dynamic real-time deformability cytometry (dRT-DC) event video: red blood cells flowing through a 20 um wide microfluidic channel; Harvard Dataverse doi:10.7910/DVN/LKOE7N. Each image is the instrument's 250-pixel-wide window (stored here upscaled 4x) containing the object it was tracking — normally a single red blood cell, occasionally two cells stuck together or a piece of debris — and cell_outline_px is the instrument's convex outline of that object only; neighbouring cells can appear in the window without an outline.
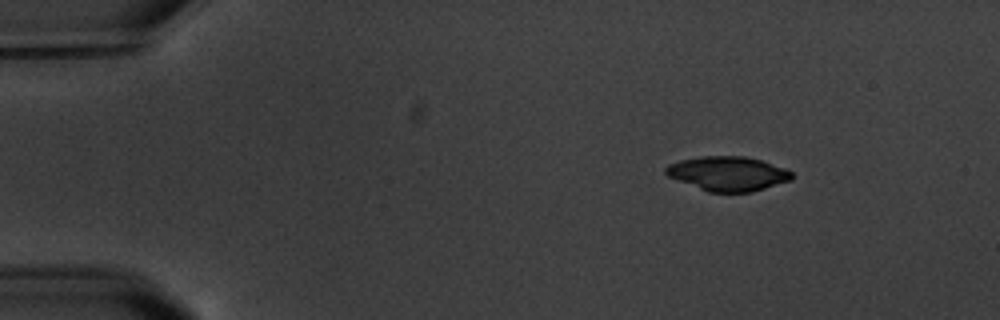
{"species": "common noctule bat (a hibernating species)", "species_latin": "Nyctalus noctula", "temperature_condition": "warm", "stored_images_in_passage": 3, "camera_frame_rate_fps": 3000, "um_per_image_px": 0.085, "animal": {"sex": "male", "body_mass_g": 20.1, "forearm_length_mm": 53.5}, "frame": {"image": 1, "passage_image": 1, "time_ms": 0.0, "image_size_px": [1000, 320], "cell_outline_px": [[792, 180], [752, 192], [708, 192], [668, 176], [664, 172], [664, 168], [668, 164], [680, 160], [700, 156], [744, 156], [760, 160], [784, 168], [792, 172]], "centroid_in_image_um": [61.85, 14.76], "position_along_channel_um": 23.1, "area_um2": 25.2}}
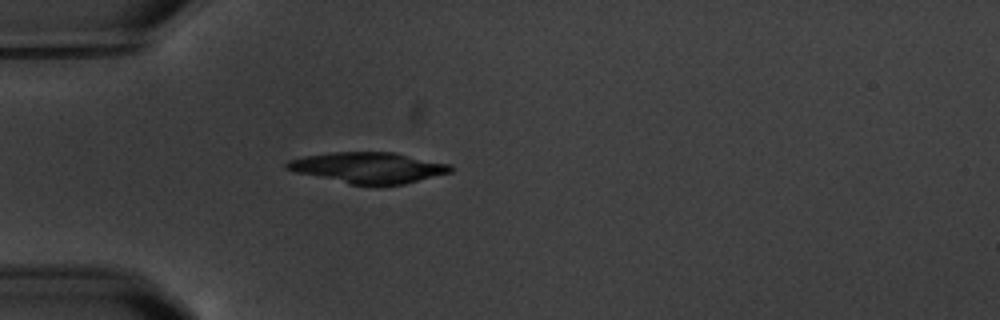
{"frame": {"image": 2, "passage_image": 3, "time_ms": 3.0, "image_size_px": [1000, 320], "cell_outline_px": [[456, 168], [452, 172], [404, 184], [348, 184], [296, 172], [284, 168], [284, 164], [288, 160], [304, 156], [332, 152], [392, 152], [452, 164]], "centroid_in_image_um": [31.33, 14.24], "position_along_channel_um": 53.7, "area_um2": 29.42}}